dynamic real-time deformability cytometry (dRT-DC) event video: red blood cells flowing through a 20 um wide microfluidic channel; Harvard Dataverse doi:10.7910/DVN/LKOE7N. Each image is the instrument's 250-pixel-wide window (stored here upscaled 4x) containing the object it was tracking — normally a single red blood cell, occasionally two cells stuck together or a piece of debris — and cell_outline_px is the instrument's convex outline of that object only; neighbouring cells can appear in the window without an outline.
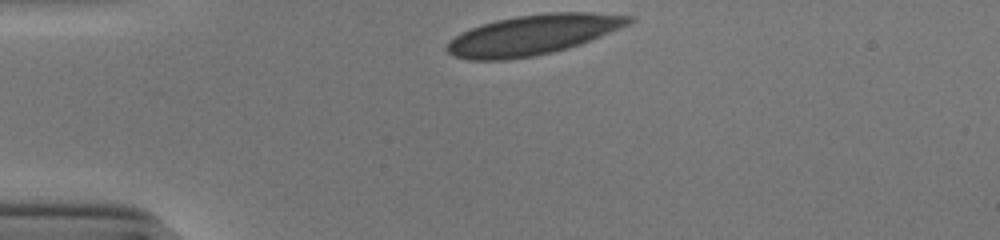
{"species": "human", "species_latin": "Homo sapiens", "temperature_condition": "cold", "stored_images_in_passage": 30, "camera_frame_rate_fps": 3000, "um_per_image_px": 0.085, "donor": {"sex": "male"}, "frame": {"image": 1, "passage_image": 1, "time_ms": 0.0, "image_size_px": [1000, 240], "cell_outline_px": [[636, 20], [632, 24], [580, 44], [552, 52], [532, 56], [508, 60], [468, 60], [456, 56], [448, 52], [444, 48], [460, 32], [480, 24], [496, 20], [516, 16], [544, 12], [592, 12], [632, 16]], "centroid_in_image_um": [45.33, 2.94], "position_along_channel_um": 39.7, "area_um2": 42.54}}
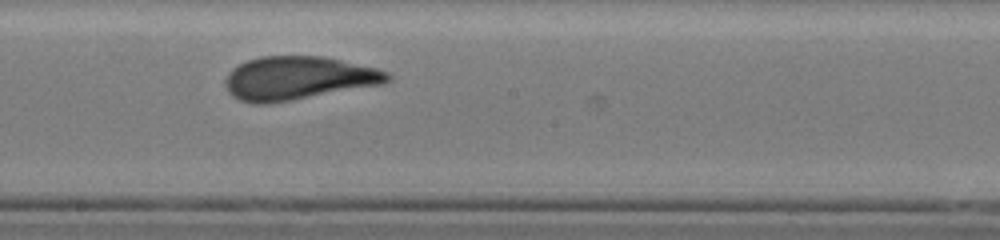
{"frame": {"image": 2, "passage_image": 18, "time_ms": 5.667, "image_size_px": [1000, 240], "cell_outline_px": [[392, 80], [380, 84], [292, 100], [268, 104], [252, 104], [240, 100], [232, 96], [228, 92], [224, 84], [224, 80], [228, 72], [232, 68], [248, 60], [260, 56], [320, 56], [340, 60], [376, 68], [388, 72], [392, 76]], "centroid_in_image_um": [25.29, 6.65], "position_along_channel_um": 222.9, "area_um2": 40.92}}
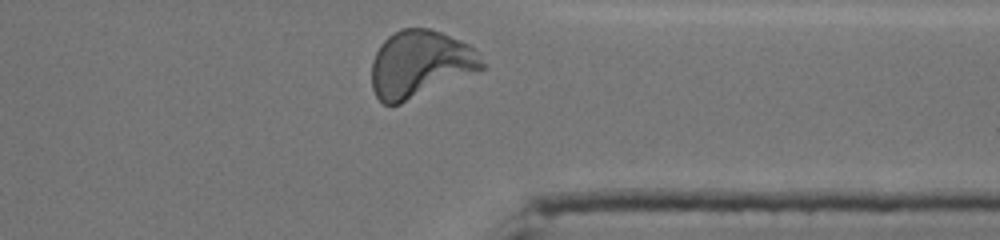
{"frame": {"image": 3, "passage_image": 30, "time_ms": 9.667, "image_size_px": [1000, 240], "cell_outline_px": [[484, 68], [400, 104], [384, 104], [376, 96], [372, 88], [372, 60], [380, 44], [388, 36], [400, 28], [428, 28], [440, 32], [460, 40], [468, 44], [476, 52], [484, 64]], "centroid_in_image_um": [35.66, 5.43], "position_along_channel_um": 375.7, "area_um2": 42.54}, "authors_computed_cell_mechanics": {"area_um2": 40.7201, "velocity_mm_per_s": 3.8785, "shape_relaxation_time_tau1_ms": 4.004, "shape_relaxation_time_tau2_ms": null, "deformation_change_tau1": 0.1602, "deformation_change_tau2": null}}